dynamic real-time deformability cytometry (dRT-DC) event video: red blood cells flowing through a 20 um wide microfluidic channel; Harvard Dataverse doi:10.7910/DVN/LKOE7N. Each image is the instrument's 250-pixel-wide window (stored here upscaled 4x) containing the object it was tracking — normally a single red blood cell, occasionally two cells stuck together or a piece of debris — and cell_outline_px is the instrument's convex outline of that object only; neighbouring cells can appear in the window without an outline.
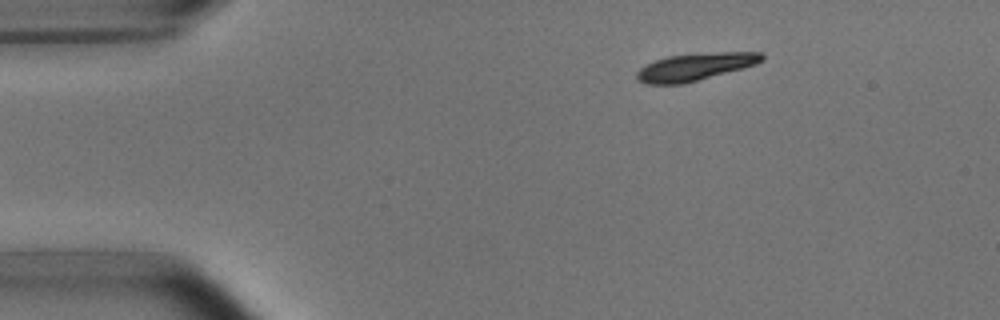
{"species": "common noctule bat (a hibernating species)", "species_latin": "Nyctalus noctula", "temperature_condition": "room temperature", "stored_images_in_passage": 4, "camera_frame_rate_fps": 3000, "um_per_image_px": 0.085, "animal": {"sex": "male", "body_mass_g": 15.6}, "frame": {"image": 1, "passage_image": 4, "time_ms": 4.333, "image_size_px": [1000, 320], "cell_outline_px": [[764, 60], [756, 64], [744, 68], [680, 84], [648, 84], [640, 80], [636, 76], [636, 72], [640, 68], [656, 60], [668, 56], [716, 52], [760, 52], [764, 56]], "centroid_in_image_um": [59.12, 5.67], "position_along_channel_um": 25.9, "area_um2": 19.59}}